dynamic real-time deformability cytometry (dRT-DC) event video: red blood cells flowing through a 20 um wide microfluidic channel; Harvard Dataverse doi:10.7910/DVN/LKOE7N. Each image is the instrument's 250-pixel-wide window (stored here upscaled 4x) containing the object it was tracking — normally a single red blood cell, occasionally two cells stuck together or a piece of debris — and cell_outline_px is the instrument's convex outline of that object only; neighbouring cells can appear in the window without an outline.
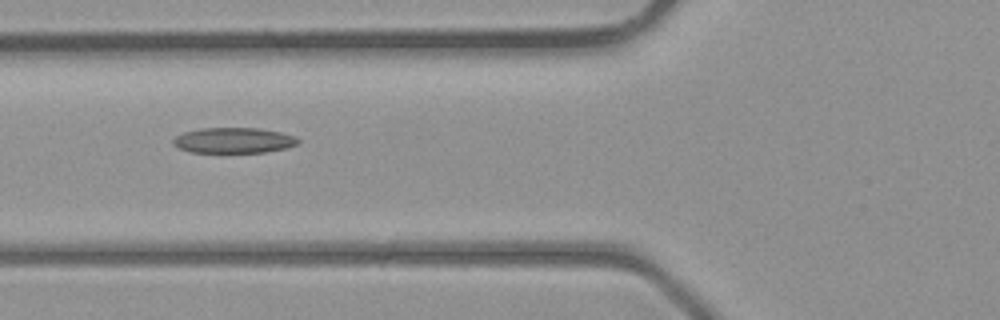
{"species": "common noctule bat (a hibernating species)", "species_latin": "Nyctalus noctula", "temperature_condition": "room temperature", "stored_images_in_passage": 5, "camera_frame_rate_fps": 3000, "um_per_image_px": 0.085, "animal": {"sex": "male", "body_mass_g": 23.1, "forearm_length_mm": 52.7}, "frame": {"image": 1, "passage_image": 4, "time_ms": 3.667, "image_size_px": [1000, 320], "cell_outline_px": [[300, 140], [296, 144], [284, 148], [264, 152], [188, 152], [172, 144], [172, 140], [176, 136], [184, 132], [200, 128], [260, 128], [280, 132], [296, 136]], "centroid_in_image_um": [19.84, 11.92], "position_along_channel_um": 106.0, "area_um2": 18.5}}
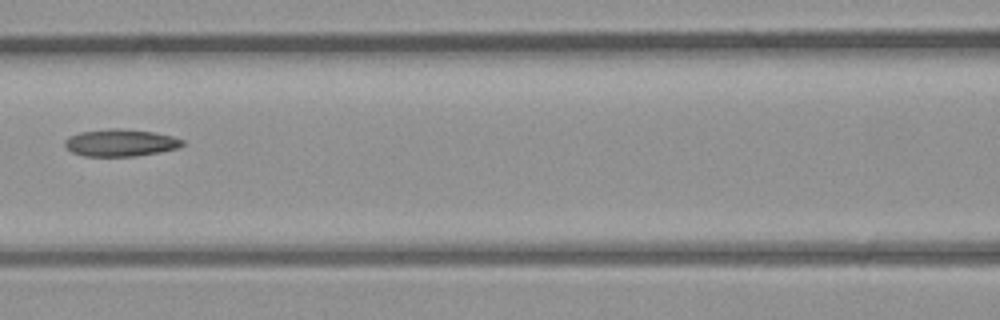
{"frame": {"image": 2, "passage_image": 5, "time_ms": 4.667, "image_size_px": [1000, 320], "cell_outline_px": [[184, 144], [176, 148], [160, 152], [136, 156], [84, 156], [72, 152], [64, 144], [64, 140], [68, 136], [80, 132], [112, 128], [116, 128], [152, 132], [172, 136], [184, 140]], "centroid_in_image_um": [10.22, 12.13], "position_along_channel_um": 156.4, "area_um2": 18.5}}